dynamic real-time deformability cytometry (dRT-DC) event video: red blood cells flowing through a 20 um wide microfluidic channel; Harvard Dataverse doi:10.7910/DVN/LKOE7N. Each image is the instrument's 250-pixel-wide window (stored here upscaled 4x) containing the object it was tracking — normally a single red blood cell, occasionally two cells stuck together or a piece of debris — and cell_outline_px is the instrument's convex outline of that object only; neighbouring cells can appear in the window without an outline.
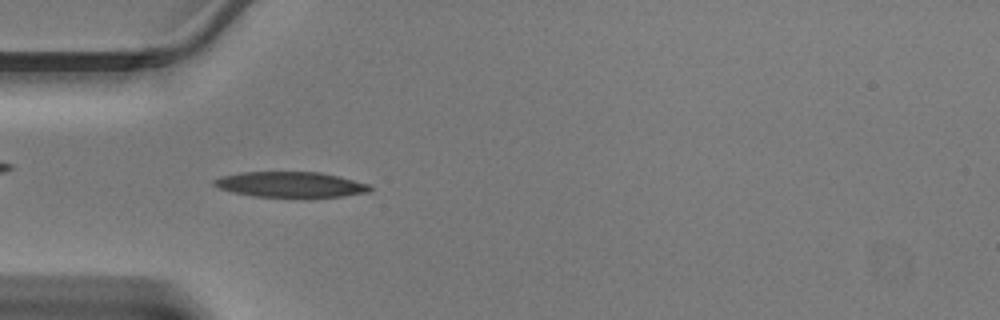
{"species": "Egyptian fruit bat (a non-hibernating species)", "species_latin": "Rousettus aegyptiacus", "temperature_condition": "warm", "stored_images_in_passage": 45, "camera_frame_rate_fps": 3000, "um_per_image_px": 0.085, "animal": {"sex": "male"}, "frame": {"image": 1, "passage_image": 13, "time_ms": 4.0, "image_size_px": [1000, 320], "cell_outline_px": [[372, 188], [368, 192], [344, 196], [308, 200], [252, 196], [232, 192], [220, 188], [212, 184], [212, 180], [220, 176], [240, 172], [320, 172], [340, 176], [372, 184]], "centroid_in_image_um": [24.75, 15.72], "position_along_channel_um": 60.3, "area_um2": 24.39}}
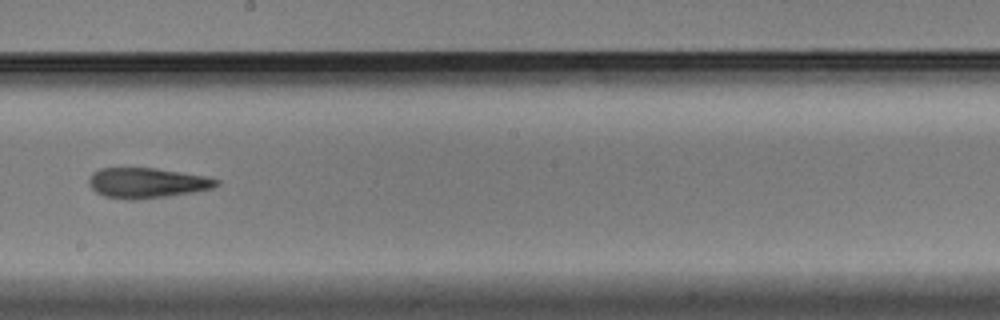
{"frame": {"image": 2, "passage_image": 25, "time_ms": 8.0, "image_size_px": [1000, 320], "cell_outline_px": [[220, 184], [212, 188], [196, 192], [132, 200], [128, 200], [104, 196], [96, 192], [88, 184], [88, 180], [92, 172], [100, 168], [156, 168], [208, 176], [220, 180]], "centroid_in_image_um": [12.5, 15.54], "position_along_channel_um": 235.7, "area_um2": 22.6}}
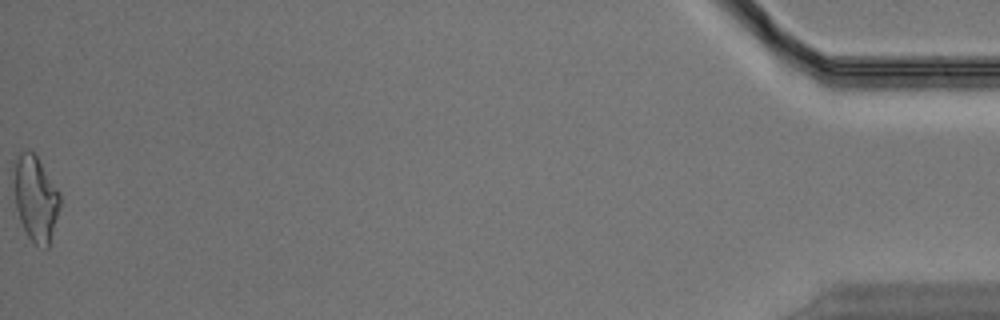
{"frame": {"image": 3, "passage_image": 45, "time_ms": 14.667, "image_size_px": [1000, 320], "cell_outline_px": [[60, 208], [48, 248], [44, 248], [36, 244], [28, 236], [20, 220], [16, 208], [12, 184], [12, 160], [24, 148], [28, 148], [36, 156], [60, 192]], "centroid_in_image_um": [2.98, 16.79], "position_along_channel_um": 432.2, "area_um2": 23.47}}